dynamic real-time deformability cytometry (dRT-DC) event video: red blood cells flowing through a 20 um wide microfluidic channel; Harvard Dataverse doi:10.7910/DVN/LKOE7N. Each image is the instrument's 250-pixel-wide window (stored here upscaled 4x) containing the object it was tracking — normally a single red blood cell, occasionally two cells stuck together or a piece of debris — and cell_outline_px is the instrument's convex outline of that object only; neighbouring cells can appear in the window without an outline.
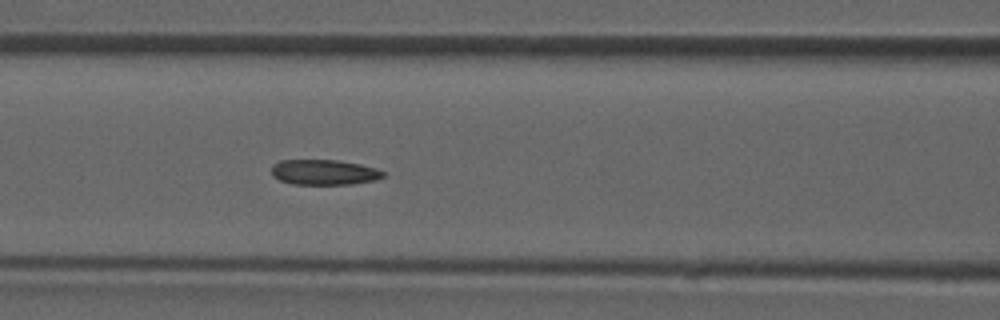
{"species": "common noctule bat (a hibernating species)", "species_latin": "Nyctalus noctula", "temperature_condition": "room temperature", "stored_images_in_passage": 40, "camera_frame_rate_fps": 3000, "um_per_image_px": 0.085, "animal": {"sex": "male", "forearm_length_mm": 52.5}, "frame": {"image": 1, "passage_image": 12, "time_ms": 3.667, "image_size_px": [1000, 320], "cell_outline_px": [[384, 176], [376, 180], [352, 184], [292, 184], [280, 180], [272, 176], [272, 164], [280, 160], [340, 160], [360, 164], [376, 168], [384, 172]], "centroid_in_image_um": [27.54, 14.63], "position_along_channel_um": 139.1, "area_um2": 16.53}}